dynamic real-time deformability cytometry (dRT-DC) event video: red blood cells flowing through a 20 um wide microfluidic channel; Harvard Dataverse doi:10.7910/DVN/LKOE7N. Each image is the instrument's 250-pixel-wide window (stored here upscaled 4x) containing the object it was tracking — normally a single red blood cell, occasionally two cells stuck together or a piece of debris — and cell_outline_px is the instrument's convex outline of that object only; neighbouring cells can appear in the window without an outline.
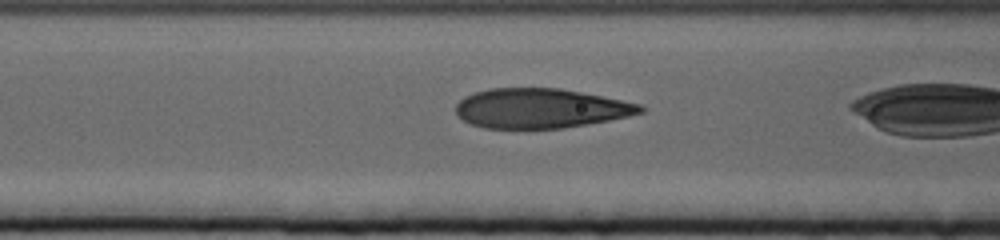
{"species": "human", "species_latin": "Homo sapiens", "temperature_condition": "cold", "stored_images_in_passage": 9, "camera_frame_rate_fps": 3000, "um_per_image_px": 0.085, "donor": {"sex": "female"}, "frame": {"image": 1, "passage_image": 7, "time_ms": 2.0, "image_size_px": [1000, 240], "cell_outline_px": [[644, 112], [628, 116], [608, 120], [560, 128], [484, 128], [472, 124], [464, 120], [456, 112], [456, 104], [464, 96], [488, 88], [560, 88], [640, 104], [644, 108]], "centroid_in_image_um": [45.91, 9.2], "position_along_channel_um": 120.7, "area_um2": 42.14}}